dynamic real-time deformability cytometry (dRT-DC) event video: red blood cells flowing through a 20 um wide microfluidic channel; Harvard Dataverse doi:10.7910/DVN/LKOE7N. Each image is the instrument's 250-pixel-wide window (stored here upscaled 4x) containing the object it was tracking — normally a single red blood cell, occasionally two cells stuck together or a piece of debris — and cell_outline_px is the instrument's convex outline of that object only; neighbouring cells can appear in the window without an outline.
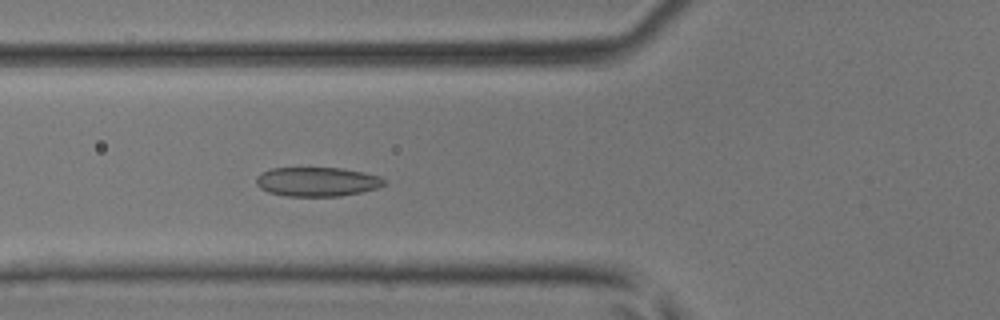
{"species": "common noctule bat (a hibernating species)", "species_latin": "Nyctalus noctula", "temperature_condition": "room temperature", "stored_images_in_passage": 47, "camera_frame_rate_fps": 3000, "um_per_image_px": 0.085, "animal": {"sex": "male", "body_mass_g": 17.9, "forearm_length_mm": 54.2}, "frame": {"image": 1, "passage_image": 18, "time_ms": 5.667, "image_size_px": [1000, 320], "cell_outline_px": [[388, 180], [380, 188], [340, 196], [288, 196], [268, 192], [260, 188], [256, 184], [256, 176], [260, 172], [272, 168], [340, 168], [364, 172], [380, 176]], "centroid_in_image_um": [26.97, 15.44], "position_along_channel_um": 98.8, "area_um2": 21.96}}
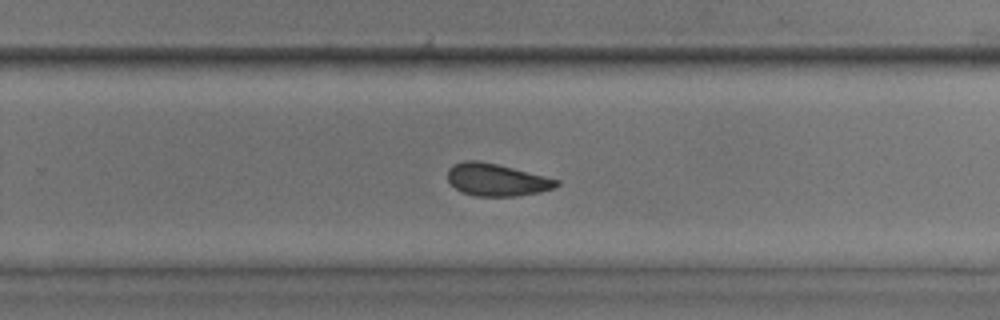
{"frame": {"image": 2, "passage_image": 31, "time_ms": 10.0, "image_size_px": [1000, 320], "cell_outline_px": [[560, 184], [556, 188], [540, 192], [516, 196], [476, 196], [460, 192], [448, 180], [448, 168], [452, 164], [464, 160], [480, 160], [560, 180]], "centroid_in_image_um": [42.2, 15.28], "position_along_channel_um": 287.6, "area_um2": 20.58}}
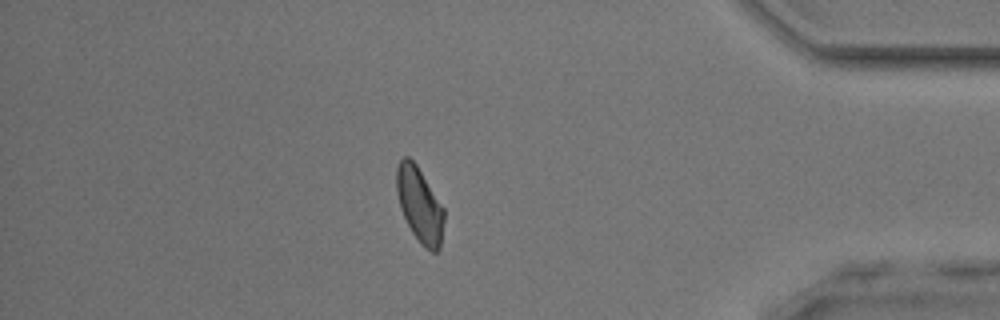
{"frame": {"image": 3, "passage_image": 41, "time_ms": 13.333, "image_size_px": [1000, 320], "cell_outline_px": [[444, 220], [440, 248], [436, 252], [432, 252], [424, 248], [420, 244], [412, 232], [400, 208], [396, 192], [396, 168], [400, 160], [404, 156], [408, 156], [416, 164], [444, 208]], "centroid_in_image_um": [35.66, 17.42], "position_along_channel_um": 399.5, "area_um2": 20.75}}